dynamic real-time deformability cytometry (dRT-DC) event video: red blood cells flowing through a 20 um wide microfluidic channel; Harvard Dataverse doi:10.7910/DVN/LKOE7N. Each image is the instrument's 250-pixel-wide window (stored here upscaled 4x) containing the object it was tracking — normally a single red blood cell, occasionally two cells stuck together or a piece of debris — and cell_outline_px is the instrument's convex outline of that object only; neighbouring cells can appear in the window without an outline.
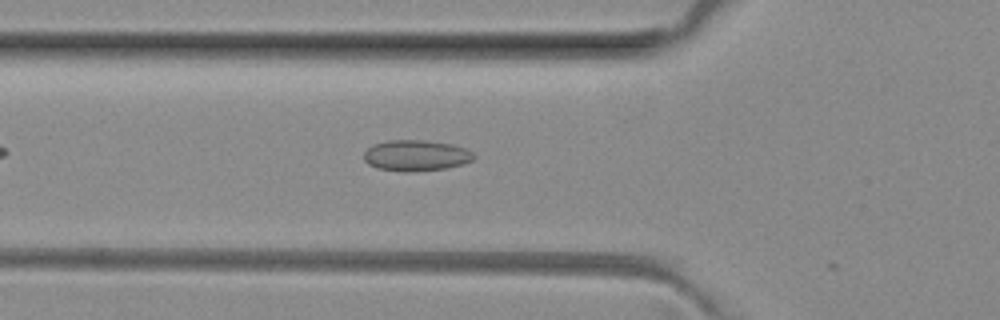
{"species": "common noctule bat (a hibernating species)", "species_latin": "Nyctalus noctula", "temperature_condition": "room temperature", "stored_images_in_passage": 11, "camera_frame_rate_fps": 3000, "um_per_image_px": 0.085, "animal": {"sex": "female", "body_mass_g": 29.2, "forearm_length_mm": 56.3}, "frame": {"image": 1, "passage_image": 7, "time_ms": 2.0, "image_size_px": [1000, 320], "cell_outline_px": [[476, 156], [472, 160], [464, 164], [448, 168], [408, 172], [404, 172], [376, 168], [368, 164], [364, 160], [364, 152], [372, 144], [388, 140], [424, 140], [452, 144], [468, 148]], "centroid_in_image_um": [35.37, 13.22], "position_along_channel_um": 90.4, "area_um2": 20.11}}
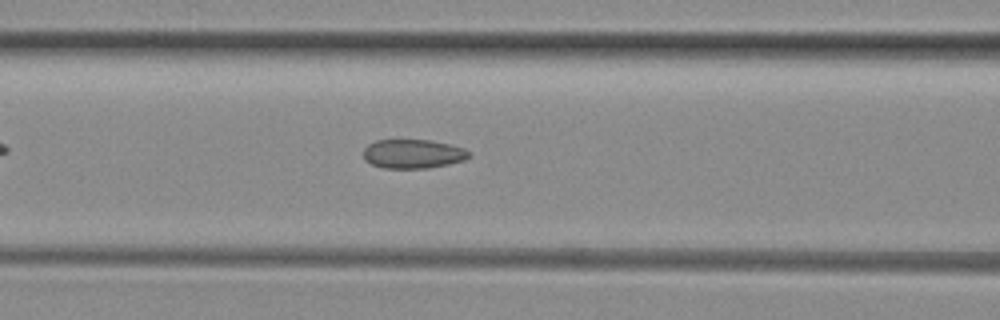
{"frame": {"image": 2, "passage_image": 10, "time_ms": 3.0, "image_size_px": [1000, 320], "cell_outline_px": [[472, 156], [464, 160], [448, 164], [428, 168], [384, 168], [372, 164], [364, 160], [364, 148], [368, 144], [376, 140], [428, 140], [448, 144], [464, 148]], "centroid_in_image_um": [35.09, 13.08], "position_along_channel_um": 131.5, "area_um2": 17.8}}